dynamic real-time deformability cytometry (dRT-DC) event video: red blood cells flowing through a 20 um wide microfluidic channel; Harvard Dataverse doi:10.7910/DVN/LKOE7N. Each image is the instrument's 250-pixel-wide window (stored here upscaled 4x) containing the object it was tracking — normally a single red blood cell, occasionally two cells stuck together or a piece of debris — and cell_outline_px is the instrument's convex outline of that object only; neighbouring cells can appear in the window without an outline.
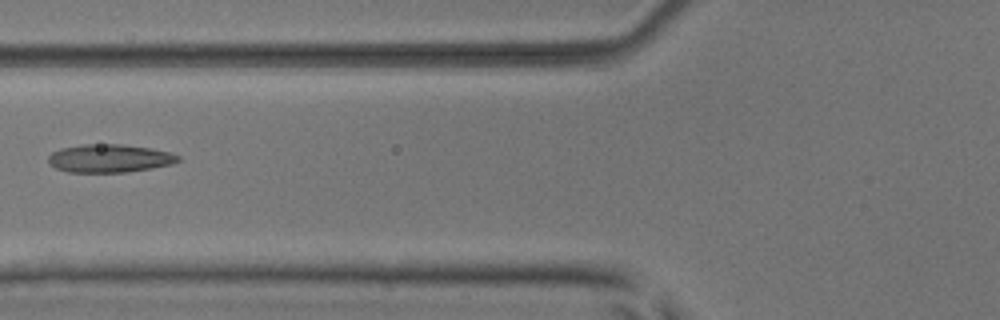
{"species": "common noctule bat (a hibernating species)", "species_latin": "Nyctalus noctula", "temperature_condition": "room temperature", "stored_images_in_passage": 6, "camera_frame_rate_fps": 3000, "um_per_image_px": 0.085, "animal": {"sex": "male", "body_mass_g": 17.9, "forearm_length_mm": 54.2}, "frame": {"image": 1, "passage_image": 6, "time_ms": 6.667, "image_size_px": [1000, 320], "cell_outline_px": [[180, 160], [172, 164], [152, 168], [124, 172], [68, 172], [56, 168], [48, 164], [48, 156], [52, 152], [60, 148], [84, 144], [120, 144], [152, 148], [172, 152], [180, 156]], "centroid_in_image_um": [9.31, 13.45], "position_along_channel_um": 116.5, "area_um2": 21.44}}